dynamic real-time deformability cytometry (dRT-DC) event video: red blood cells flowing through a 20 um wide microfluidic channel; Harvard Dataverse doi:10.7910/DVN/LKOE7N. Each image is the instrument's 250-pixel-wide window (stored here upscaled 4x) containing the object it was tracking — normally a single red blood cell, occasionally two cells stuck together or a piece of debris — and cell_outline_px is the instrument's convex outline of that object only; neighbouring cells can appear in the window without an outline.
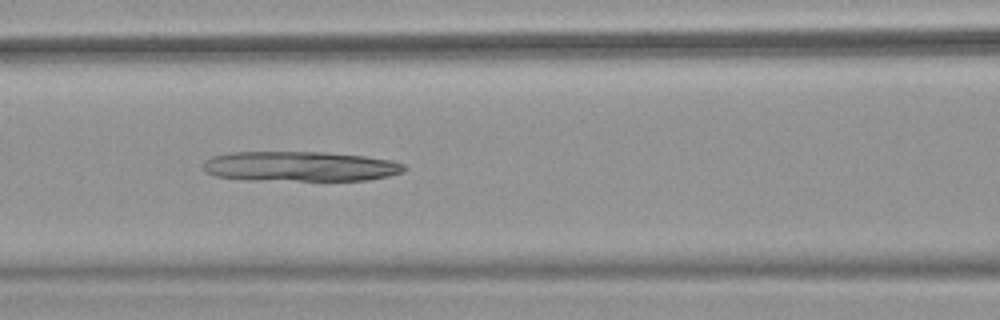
{"species": "common noctule bat (a hibernating species)", "species_latin": "Nyctalus noctula", "temperature_condition": "warm", "stored_images_in_passage": 47, "camera_frame_rate_fps": 3000, "um_per_image_px": 0.085, "animal": {"sex": "female", "body_mass_g": 18.4}, "frame": {"image": 1, "passage_image": 21, "time_ms": 6.667, "image_size_px": [1000, 320], "cell_outline_px": [[408, 168], [404, 172], [388, 176], [368, 180], [252, 180], [212, 176], [204, 168], [204, 160], [212, 156], [232, 152], [324, 152], [364, 156], [392, 160], [404, 164]], "centroid_in_image_um": [25.53, 14.14], "position_along_channel_um": 141.1, "area_um2": 35.26}}
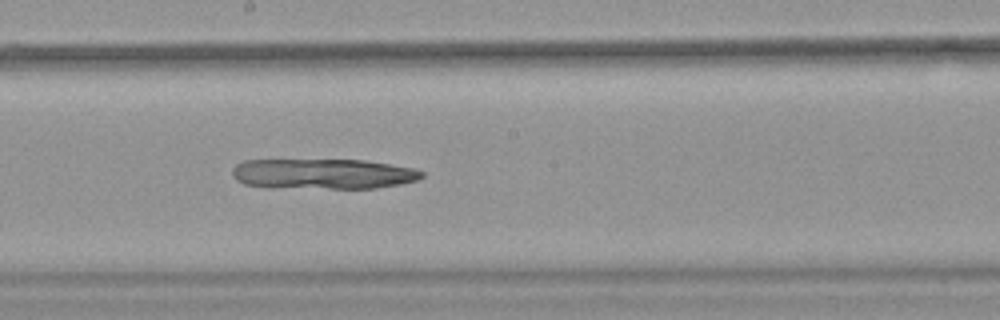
{"frame": {"image": 2, "passage_image": 27, "time_ms": 8.667, "image_size_px": [1000, 320], "cell_outline_px": [[424, 176], [420, 180], [400, 184], [376, 188], [268, 188], [244, 184], [236, 180], [232, 176], [232, 168], [236, 164], [244, 160], [364, 160], [416, 168], [424, 172]], "centroid_in_image_um": [27.45, 14.79], "position_along_channel_um": 220.7, "area_um2": 33.99}}